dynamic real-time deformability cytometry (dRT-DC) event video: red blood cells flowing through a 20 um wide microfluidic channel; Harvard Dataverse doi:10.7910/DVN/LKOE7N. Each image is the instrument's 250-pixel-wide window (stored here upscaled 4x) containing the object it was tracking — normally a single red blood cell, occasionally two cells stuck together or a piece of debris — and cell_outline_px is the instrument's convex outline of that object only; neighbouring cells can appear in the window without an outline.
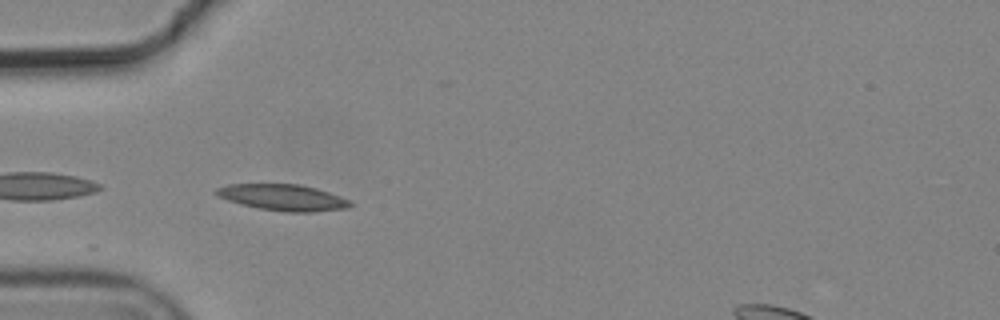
{"species": "common noctule bat (a hibernating species)", "species_latin": "Nyctalus noctula", "temperature_condition": "cold", "stored_images_in_passage": 1, "camera_frame_rate_fps": 3000, "um_per_image_px": 0.085, "animal": {"sex": "male", "body_mass_g": 19.2, "forearm_length_mm": 51.8}, "frame": {"image": 1, "passage_image": 1, "time_ms": 0.0, "image_size_px": [1000, 320], "cell_outline_px": [[352, 204], [348, 208], [312, 212], [284, 212], [260, 208], [228, 200], [216, 196], [212, 192], [216, 188], [228, 184], [300, 184], [316, 188], [340, 196], [348, 200]], "centroid_in_image_um": [24.02, 16.78], "position_along_channel_um": 61.0, "area_um2": 20.4}}